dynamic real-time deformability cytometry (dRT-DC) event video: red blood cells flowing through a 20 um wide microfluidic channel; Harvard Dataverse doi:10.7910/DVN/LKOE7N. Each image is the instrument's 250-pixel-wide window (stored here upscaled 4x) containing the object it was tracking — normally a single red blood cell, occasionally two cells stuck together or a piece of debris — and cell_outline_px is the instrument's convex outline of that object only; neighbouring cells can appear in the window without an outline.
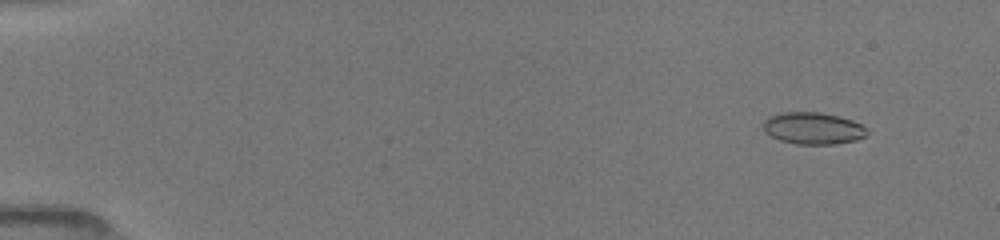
{"species": "common noctule bat (a hibernating species)", "species_latin": "Nyctalus noctula", "temperature_condition": "room temperature", "stored_images_in_passage": 89, "camera_frame_rate_fps": 3000, "um_per_image_px": 0.085, "animal": {"sex": "female", "body_mass_g": 19.5, "forearm_length_mm": 54.1}, "frame": {"image": 1, "passage_image": 5, "time_ms": 1.333, "image_size_px": [1000, 240], "cell_outline_px": [[868, 136], [856, 140], [836, 144], [796, 144], [780, 140], [764, 132], [764, 120], [768, 116], [780, 112], [820, 112], [840, 116], [852, 120], [860, 124], [868, 132]], "centroid_in_image_um": [69.11, 10.9], "position_along_channel_um": 15.9, "area_um2": 19.42}}
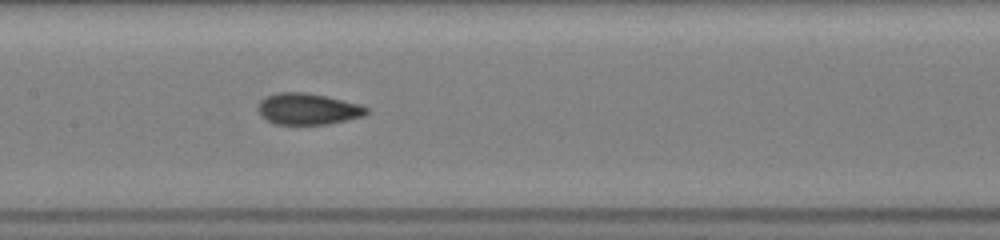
{"frame": {"image": 2, "passage_image": 42, "time_ms": 8.667, "image_size_px": [1000, 240], "cell_outline_px": [[368, 112], [364, 116], [328, 124], [276, 124], [260, 116], [260, 100], [268, 96], [280, 92], [308, 92], [328, 96], [360, 104], [368, 108]], "centroid_in_image_um": [26.21, 9.25], "position_along_channel_um": 181.2, "area_um2": 19.71}}
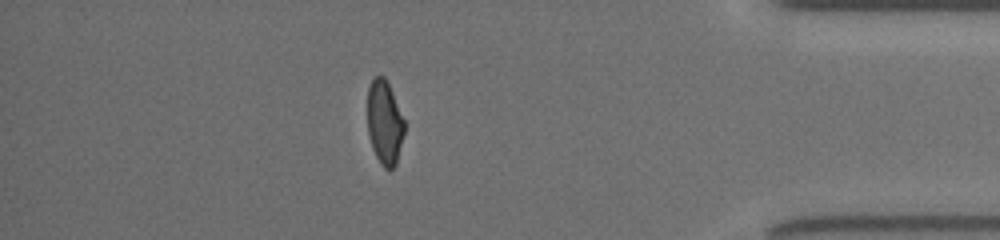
{"frame": {"image": 3, "passage_image": 72, "time_ms": 15.0, "image_size_px": [1000, 240], "cell_outline_px": [[404, 132], [396, 164], [392, 168], [384, 168], [380, 164], [372, 148], [368, 132], [368, 88], [372, 80], [376, 76], [384, 76], [392, 92], [404, 120]], "centroid_in_image_um": [32.68, 10.43], "position_along_channel_um": 402.5, "area_um2": 17.8}, "authors_computed_cell_mechanics": {"area_um2": 19.3052, "velocity_mm_per_s": 4.0146, "shape_relaxation_time_tau1_ms": 4.7644, "shape_relaxation_time_tau2_ms": 1.6989, "deformation_change_tau1": 0.1477, "deformation_change_tau2": 0.0555}}